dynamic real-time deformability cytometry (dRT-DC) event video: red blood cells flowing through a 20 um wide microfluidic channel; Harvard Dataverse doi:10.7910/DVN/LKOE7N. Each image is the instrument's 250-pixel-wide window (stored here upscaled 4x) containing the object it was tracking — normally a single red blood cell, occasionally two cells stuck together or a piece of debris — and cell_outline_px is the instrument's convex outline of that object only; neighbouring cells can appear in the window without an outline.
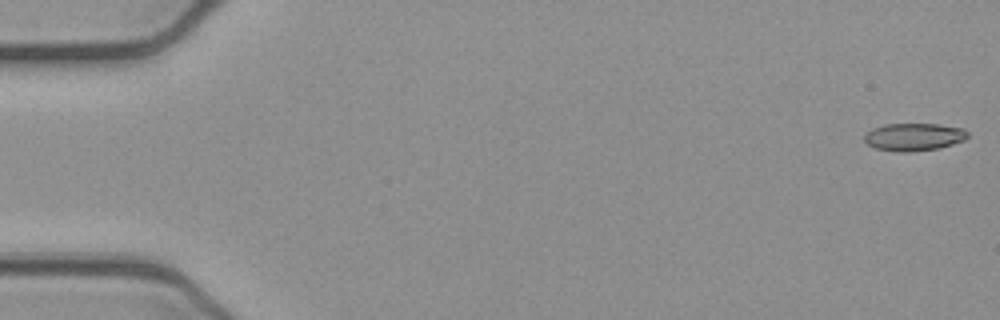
{"species": "common noctule bat (a hibernating species)", "species_latin": "Nyctalus noctula", "temperature_condition": "cold", "stored_images_in_passage": 50, "camera_frame_rate_fps": 3000, "um_per_image_px": 0.085, "animal": {"sex": "female", "body_mass_g": 21.9}, "frame": {"image": 1, "passage_image": 1, "time_ms": 0.0, "image_size_px": [1000, 320], "cell_outline_px": [[968, 136], [964, 140], [940, 148], [908, 152], [896, 152], [876, 148], [868, 144], [864, 140], [864, 136], [872, 128], [884, 124], [936, 124], [964, 128], [968, 132]], "centroid_in_image_um": [77.68, 11.64], "position_along_channel_um": 7.3, "area_um2": 16.65}}
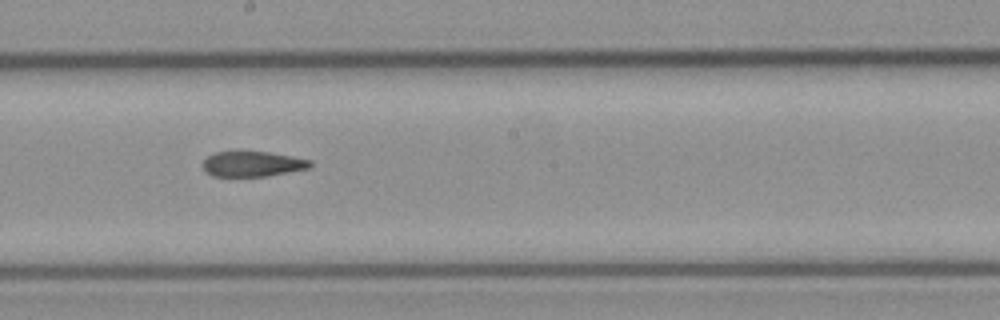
{"frame": {"image": 2, "passage_image": 29, "time_ms": 9.333, "image_size_px": [1000, 320], "cell_outline_px": [[312, 168], [268, 176], [212, 176], [204, 172], [200, 164], [208, 156], [216, 152], [236, 148], [268, 152], [292, 156], [312, 160]], "centroid_in_image_um": [21.42, 13.9], "position_along_channel_um": 226.8, "area_um2": 16.76}}
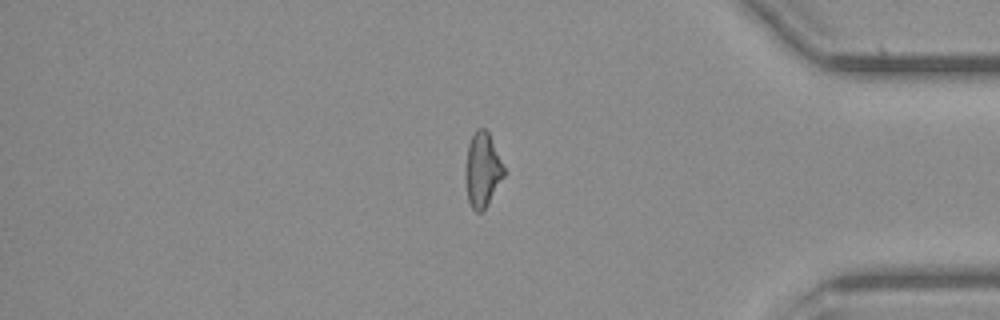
{"frame": {"image": 3, "passage_image": 44, "time_ms": 14.333, "image_size_px": [1000, 320], "cell_outline_px": [[504, 176], [488, 204], [480, 212], [476, 212], [472, 208], [468, 200], [464, 180], [464, 172], [468, 144], [476, 128], [484, 128], [488, 132], [504, 168]], "centroid_in_image_um": [40.97, 14.45], "position_along_channel_um": 394.2, "area_um2": 16.65}, "authors_computed_cell_mechanics": {"area_um2": 17.2244, "velocity_mm_per_s": 3.9111, "shape_relaxation_time_tau1_ms": null, "shape_relaxation_time_tau2_ms": 4.659, "deformation_change_tau1": null, "deformation_change_tau2": 0.1347}}